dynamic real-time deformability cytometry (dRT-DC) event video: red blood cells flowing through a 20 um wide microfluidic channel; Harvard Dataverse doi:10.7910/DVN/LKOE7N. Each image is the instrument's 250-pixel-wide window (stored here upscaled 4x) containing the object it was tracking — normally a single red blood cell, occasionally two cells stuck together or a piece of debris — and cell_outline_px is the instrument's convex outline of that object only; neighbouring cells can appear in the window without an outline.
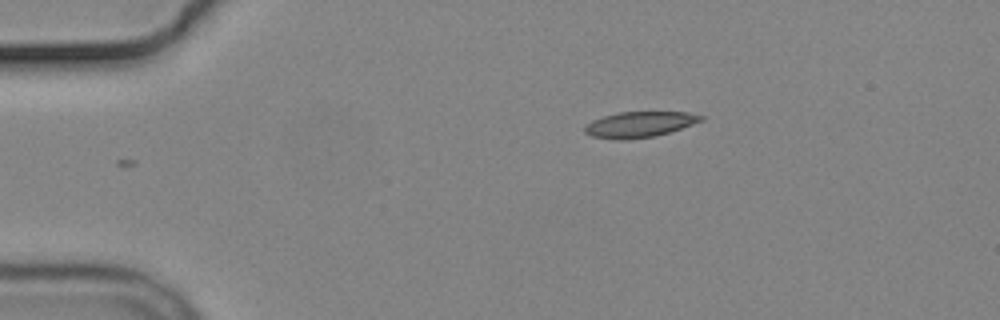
{"species": "common noctule bat (a hibernating species)", "species_latin": "Nyctalus noctula", "temperature_condition": "cold", "stored_images_in_passage": 46, "camera_frame_rate_fps": 3000, "um_per_image_px": 0.085, "animal": {"sex": "male", "body_mass_g": 19.2, "forearm_length_mm": 51.8}, "frame": {"image": 1, "passage_image": 1, "time_ms": 0.0, "image_size_px": [1000, 320], "cell_outline_px": [[704, 120], [656, 136], [624, 140], [616, 140], [592, 136], [584, 132], [584, 128], [592, 120], [604, 116], [620, 112], [688, 112], [704, 116]], "centroid_in_image_um": [54.35, 10.58], "position_along_channel_um": 30.6, "area_um2": 17.28}}
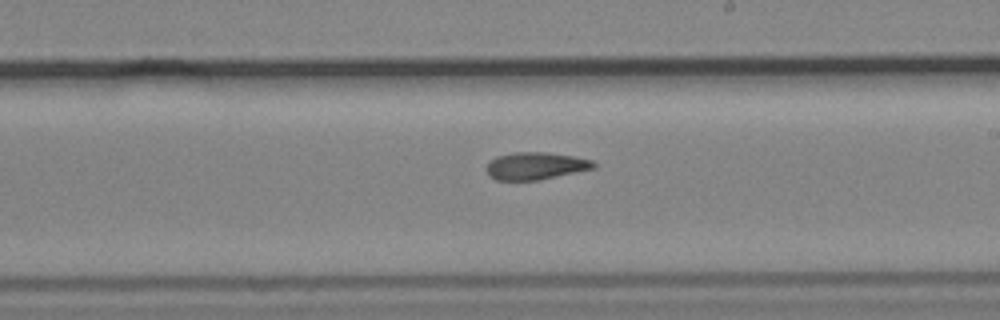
{"frame": {"image": 2, "passage_image": 23, "time_ms": 7.333, "image_size_px": [1000, 320], "cell_outline_px": [[596, 168], [540, 180], [496, 180], [488, 176], [484, 168], [496, 156], [516, 152], [548, 152], [572, 156], [592, 160], [596, 164]], "centroid_in_image_um": [45.51, 14.11], "position_along_channel_um": 243.5, "area_um2": 17.22}}
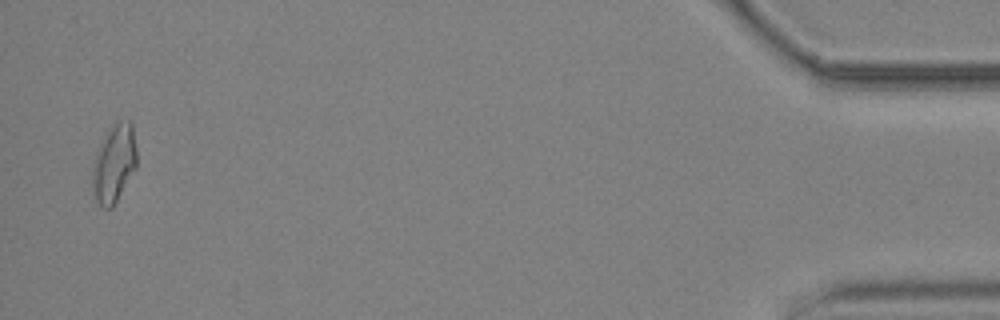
{"frame": {"image": 3, "passage_image": 45, "time_ms": 14.667, "image_size_px": [1000, 320], "cell_outline_px": [[136, 168], [112, 208], [104, 208], [96, 200], [92, 184], [92, 168], [96, 152], [108, 128], [120, 120], [128, 120], [132, 124], [136, 148]], "centroid_in_image_um": [9.69, 13.88], "position_along_channel_um": 425.5, "area_um2": 20.06}}